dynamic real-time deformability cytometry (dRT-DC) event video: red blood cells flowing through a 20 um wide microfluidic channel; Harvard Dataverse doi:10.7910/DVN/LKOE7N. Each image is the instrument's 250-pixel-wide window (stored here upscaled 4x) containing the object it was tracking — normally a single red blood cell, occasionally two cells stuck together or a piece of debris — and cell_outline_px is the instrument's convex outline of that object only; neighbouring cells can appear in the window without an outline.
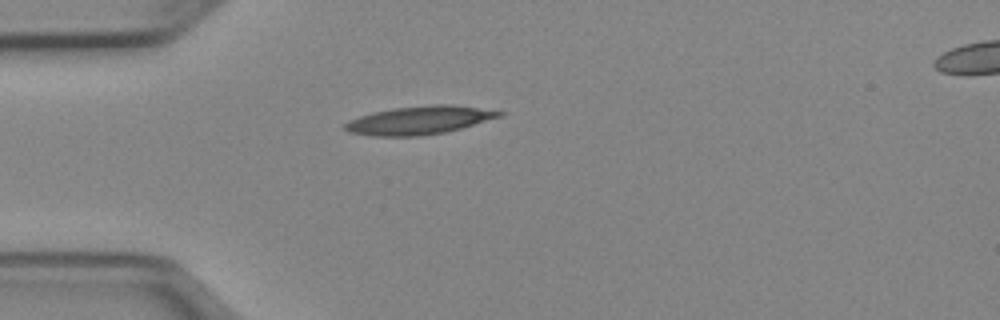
{"species": "Egyptian fruit bat (a non-hibernating species)", "species_latin": "Rousettus aegyptiacus", "temperature_condition": "cold", "stored_images_in_passage": 38, "camera_frame_rate_fps": 3000, "um_per_image_px": 0.085, "animal": {"sex": "female"}, "frame": {"image": 1, "passage_image": 1, "time_ms": 0.0, "image_size_px": [1000, 320], "cell_outline_px": [[504, 116], [460, 128], [444, 132], [420, 136], [372, 136], [348, 132], [344, 128], [344, 124], [348, 120], [372, 112], [392, 108], [432, 104], [452, 104], [504, 112]], "centroid_in_image_um": [35.61, 10.21], "position_along_channel_um": 49.4, "area_um2": 25.43}}
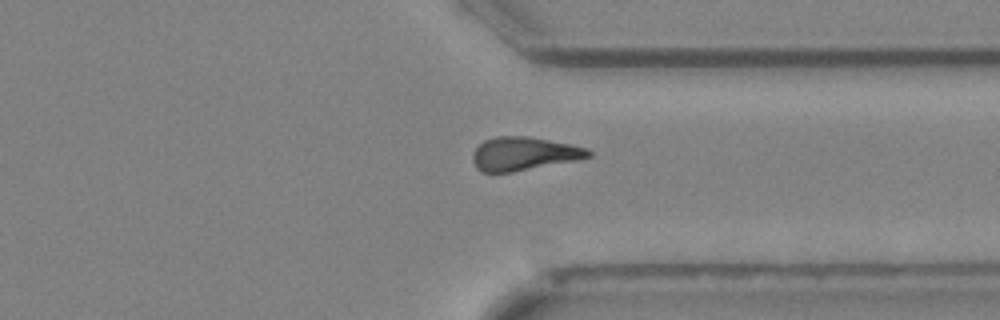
{"frame": {"image": 2, "passage_image": 26, "time_ms": 8.333, "image_size_px": [1000, 320], "cell_outline_px": [[592, 156], [576, 160], [512, 172], [480, 172], [476, 168], [472, 160], [472, 152], [484, 140], [496, 136], [528, 136], [572, 144], [588, 148], [592, 152]], "centroid_in_image_um": [44.52, 13.06], "position_along_channel_um": 366.9, "area_um2": 22.66}}
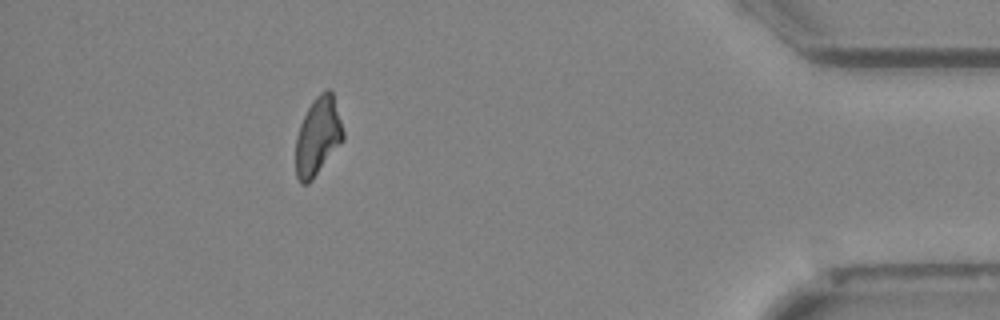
{"frame": {"image": 3, "passage_image": 33, "time_ms": 10.667, "image_size_px": [1000, 320], "cell_outline_px": [[344, 140], [312, 180], [308, 184], [300, 184], [296, 176], [296, 136], [300, 124], [312, 100], [320, 92], [328, 88], [332, 92], [344, 132]], "centroid_in_image_um": [27.01, 11.6], "position_along_channel_um": 408.2, "area_um2": 21.56}, "authors_computed_cell_mechanics": {"area_um2": 22.6576, "velocity_mm_per_s": 3.9745, "shape_relaxation_time_tau1_ms": null, "shape_relaxation_time_tau2_ms": 10.687, "deformation_change_tau1": null, "deformation_change_tau2": 0.2436}}